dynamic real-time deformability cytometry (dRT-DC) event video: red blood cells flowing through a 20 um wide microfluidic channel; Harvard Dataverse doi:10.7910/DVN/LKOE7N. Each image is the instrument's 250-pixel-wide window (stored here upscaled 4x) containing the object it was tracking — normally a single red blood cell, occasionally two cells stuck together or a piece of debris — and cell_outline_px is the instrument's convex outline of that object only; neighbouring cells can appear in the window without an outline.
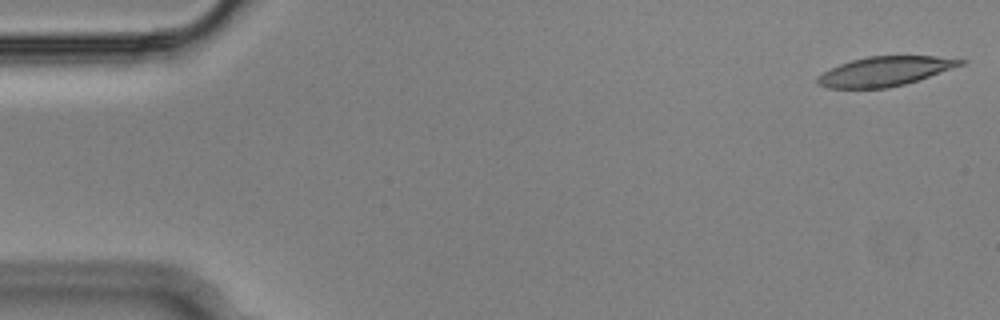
{"species": "Egyptian fruit bat (a non-hibernating species)", "species_latin": "Rousettus aegyptiacus", "temperature_condition": "cold", "stored_images_in_passage": 49, "camera_frame_rate_fps": 3000, "um_per_image_px": 0.085, "animal": {"sex": "male"}, "frame": {"image": 1, "passage_image": 1, "time_ms": 0.0, "image_size_px": [1000, 320], "cell_outline_px": [[968, 60], [964, 64], [904, 84], [888, 88], [828, 88], [816, 84], [816, 76], [840, 64], [852, 60], [868, 56], [936, 56]], "centroid_in_image_um": [75.19, 6.06], "position_along_channel_um": 9.8, "area_um2": 24.28}}
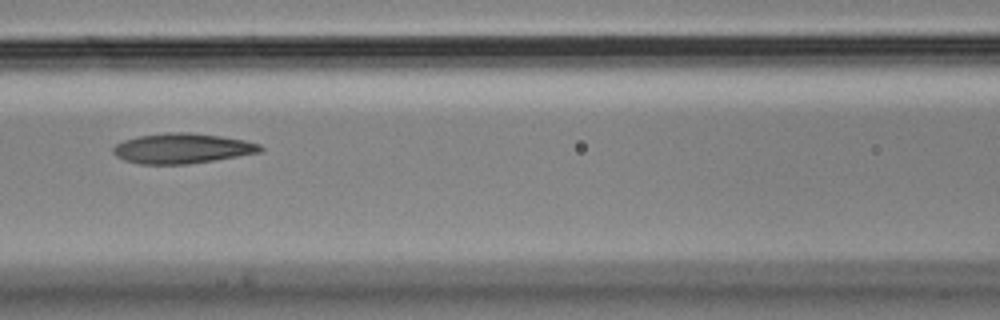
{"frame": {"image": 2, "passage_image": 23, "time_ms": 7.333, "image_size_px": [1000, 320], "cell_outline_px": [[264, 148], [260, 152], [188, 164], [140, 164], [124, 160], [116, 156], [112, 152], [112, 148], [116, 144], [124, 140], [140, 136], [168, 132], [188, 132], [220, 136], [244, 140], [260, 144]], "centroid_in_image_um": [15.46, 12.61], "position_along_channel_um": 151.1, "area_um2": 25.61}}
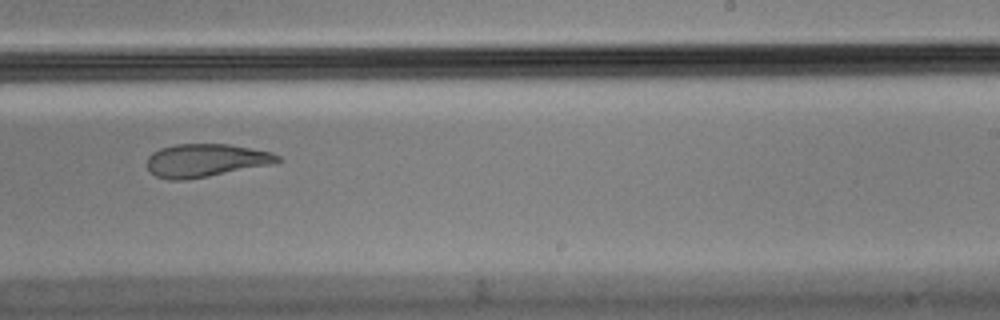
{"frame": {"image": 3, "passage_image": 33, "time_ms": 10.667, "image_size_px": [1000, 320], "cell_outline_px": [[284, 160], [268, 164], [208, 176], [184, 180], [168, 180], [156, 176], [148, 168], [148, 156], [152, 152], [160, 148], [176, 144], [228, 144], [272, 152], [280, 156]], "centroid_in_image_um": [17.46, 13.62], "position_along_channel_um": 271.5, "area_um2": 24.85}}